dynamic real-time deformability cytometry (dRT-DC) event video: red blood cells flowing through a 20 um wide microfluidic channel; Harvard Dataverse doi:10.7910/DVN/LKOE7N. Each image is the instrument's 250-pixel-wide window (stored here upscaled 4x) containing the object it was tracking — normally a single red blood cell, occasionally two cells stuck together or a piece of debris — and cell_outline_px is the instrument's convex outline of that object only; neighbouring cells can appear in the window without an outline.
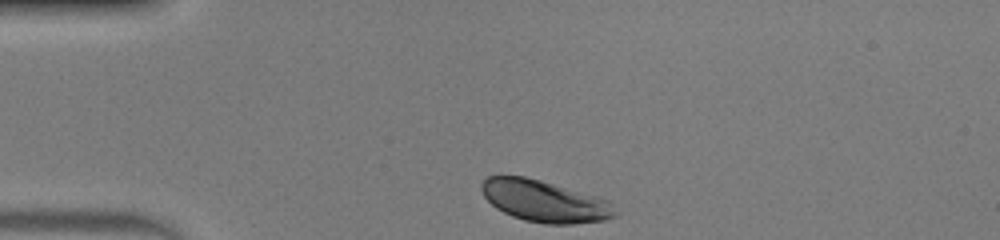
{"species": "human", "species_latin": "Homo sapiens", "temperature_condition": "warm", "stored_images_in_passage": 31, "camera_frame_rate_fps": 3000, "um_per_image_px": 0.085, "donor": {"sex": "male"}, "frame": {"image": 1, "passage_image": 1, "time_ms": 0.0, "image_size_px": [1000, 240], "cell_outline_px": [[616, 216], [604, 220], [572, 224], [544, 224], [524, 220], [512, 216], [496, 208], [484, 196], [480, 188], [480, 184], [488, 176], [524, 176], [540, 180], [596, 196], [608, 200], [616, 212]], "centroid_in_image_um": [46.26, 17.1], "position_along_channel_um": 38.7, "area_um2": 32.19}}
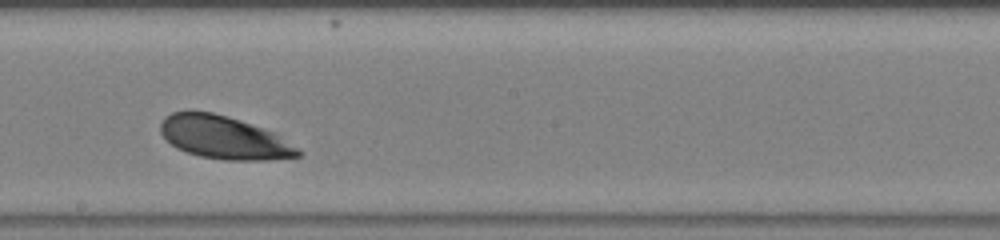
{"frame": {"image": 2, "passage_image": 18, "time_ms": 5.667, "image_size_px": [1000, 240], "cell_outline_px": [[300, 156], [268, 160], [224, 160], [200, 156], [176, 148], [160, 132], [160, 124], [164, 116], [172, 112], [188, 108], [212, 112], [240, 120], [276, 132], [296, 148], [300, 152]], "centroid_in_image_um": [18.99, 11.65], "position_along_channel_um": 229.2, "area_um2": 34.68}}
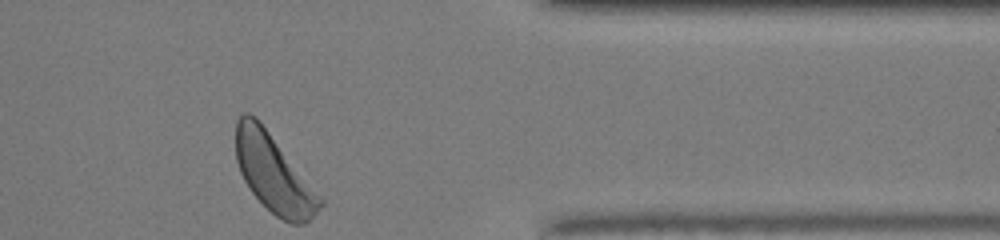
{"frame": {"image": 3, "passage_image": 31, "time_ms": 10.0, "image_size_px": [1000, 240], "cell_outline_px": [[324, 204], [304, 224], [292, 224], [276, 216], [252, 192], [244, 180], [240, 172], [236, 160], [236, 120], [244, 112], [248, 112], [256, 116], [260, 120], [324, 200]], "centroid_in_image_um": [23.25, 14.71], "position_along_channel_um": 388.1, "area_um2": 37.86}, "authors_computed_cell_mechanics": {"area_um2": 34.7378, "velocity_mm_per_s": 4.0598, "shape_relaxation_time_tau1_ms": 1.1601, "shape_relaxation_time_tau2_ms": null, "deformation_change_tau1": 0.104, "deformation_change_tau2": null}}